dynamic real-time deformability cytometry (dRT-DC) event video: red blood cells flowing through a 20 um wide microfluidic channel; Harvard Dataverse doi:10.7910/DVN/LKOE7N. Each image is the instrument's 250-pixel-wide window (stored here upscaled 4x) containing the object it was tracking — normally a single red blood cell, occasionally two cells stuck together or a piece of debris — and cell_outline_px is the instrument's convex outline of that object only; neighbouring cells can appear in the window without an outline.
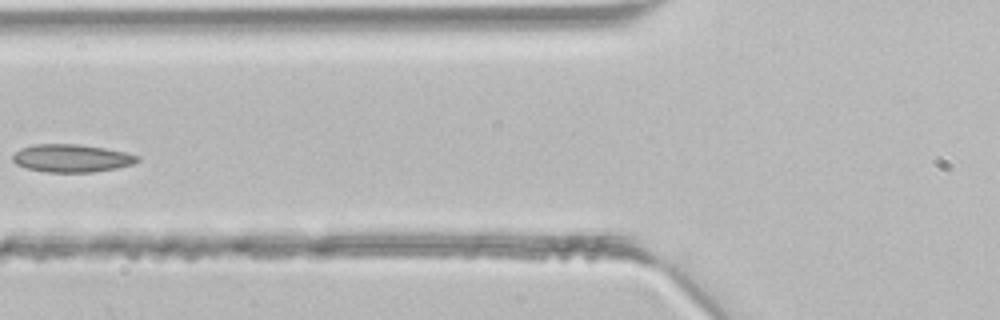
{"species": "common noctule bat (a hibernating species)", "species_latin": "Nyctalus noctula", "temperature_condition": "room temperature", "stored_images_in_passage": 4, "camera_frame_rate_fps": 3000, "um_per_image_px": 0.085, "animal": {"sex": "male", "body_mass_g": 21.5, "forearm_length_mm": 52.0}, "frame": {"image": 1, "passage_image": 4, "time_ms": 1.0, "image_size_px": [1000, 320], "cell_outline_px": [[140, 160], [132, 164], [116, 168], [92, 172], [48, 172], [28, 168], [16, 164], [12, 160], [12, 156], [20, 148], [32, 144], [80, 144], [104, 148], [124, 152], [140, 156]], "centroid_in_image_um": [6.08, 13.44], "position_along_channel_um": 119.7, "area_um2": 20.17}}